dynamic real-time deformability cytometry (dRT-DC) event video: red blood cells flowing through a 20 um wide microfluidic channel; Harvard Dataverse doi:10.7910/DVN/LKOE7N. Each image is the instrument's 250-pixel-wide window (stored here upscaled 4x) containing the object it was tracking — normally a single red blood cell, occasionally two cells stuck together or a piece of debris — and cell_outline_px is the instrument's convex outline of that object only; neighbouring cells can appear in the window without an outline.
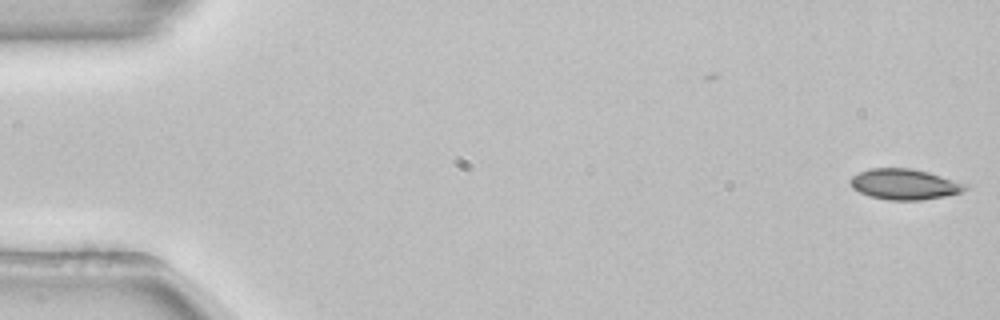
{"species": "common noctule bat (a hibernating species)", "species_latin": "Nyctalus noctula", "temperature_condition": "room temperature", "stored_images_in_passage": 5, "camera_frame_rate_fps": 3000, "um_per_image_px": 0.085, "animal": {"sex": "female", "body_mass_g": 22.7, "forearm_length_mm": 54.2}, "frame": {"image": 1, "passage_image": 5, "time_ms": 1.333, "image_size_px": [1000, 320], "cell_outline_px": [[968, 188], [964, 192], [944, 196], [920, 200], [888, 200], [868, 196], [852, 188], [848, 180], [852, 176], [860, 172], [872, 168], [908, 168], [928, 172], [968, 184]], "centroid_in_image_um": [76.88, 15.67], "position_along_channel_um": 8.1, "area_um2": 20.58}}